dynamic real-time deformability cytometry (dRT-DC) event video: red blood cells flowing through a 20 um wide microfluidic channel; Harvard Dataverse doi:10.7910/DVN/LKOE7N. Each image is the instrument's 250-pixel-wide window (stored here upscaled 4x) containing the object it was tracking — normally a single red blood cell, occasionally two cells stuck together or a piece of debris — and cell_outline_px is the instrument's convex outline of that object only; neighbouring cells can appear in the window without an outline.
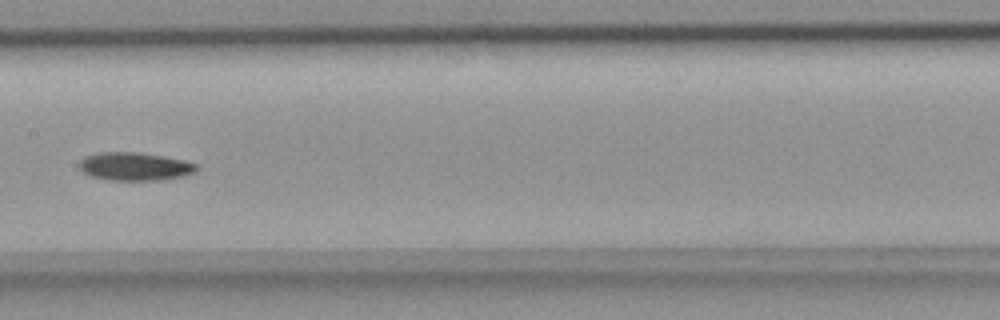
{"species": "common noctule bat (a hibernating species)", "species_latin": "Nyctalus noctula", "temperature_condition": "room temperature", "stored_images_in_passage": 7, "camera_frame_rate_fps": 3000, "um_per_image_px": 0.085, "animal": {"sex": "female", "body_mass_g": 18.4}, "frame": {"image": 1, "passage_image": 6, "time_ms": 1.667, "image_size_px": [1000, 320], "cell_outline_px": [[200, 164], [196, 172], [184, 176], [164, 180], [108, 180], [92, 176], [84, 172], [80, 168], [80, 160], [84, 156], [100, 152], [136, 152], [184, 160]], "centroid_in_image_um": [11.5, 14.15], "position_along_channel_um": 195.9, "area_um2": 19.31}}
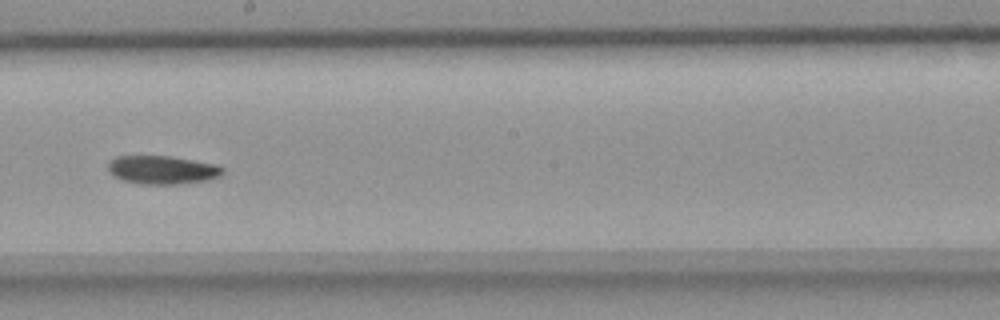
{"frame": {"image": 2, "passage_image": 7, "time_ms": 2.0, "image_size_px": [1000, 320], "cell_outline_px": [[224, 172], [220, 176], [208, 180], [180, 184], [136, 184], [124, 180], [108, 172], [108, 164], [116, 156], [168, 156], [216, 164], [224, 168]], "centroid_in_image_um": [13.81, 14.45], "position_along_channel_um": 234.4, "area_um2": 18.96}}